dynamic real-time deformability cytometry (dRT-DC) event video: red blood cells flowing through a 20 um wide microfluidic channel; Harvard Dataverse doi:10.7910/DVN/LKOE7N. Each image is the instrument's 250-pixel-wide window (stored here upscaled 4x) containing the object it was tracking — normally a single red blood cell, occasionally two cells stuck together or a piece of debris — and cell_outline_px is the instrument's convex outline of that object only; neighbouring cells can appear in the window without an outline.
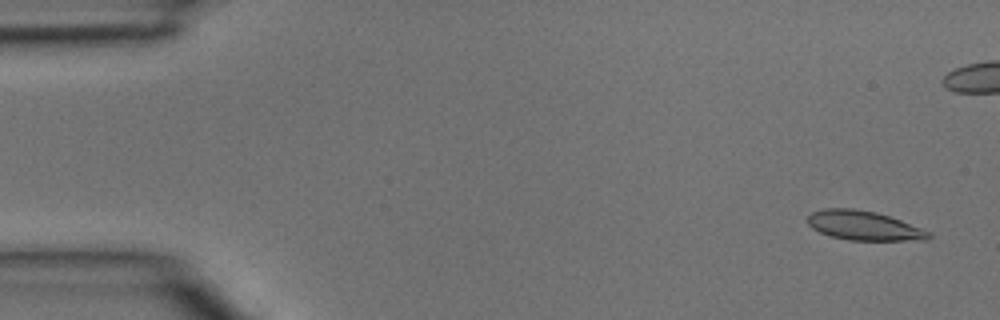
{"species": "common noctule bat (a hibernating species)", "species_latin": "Nyctalus noctula", "temperature_condition": "room temperature", "stored_images_in_passage": 40, "camera_frame_rate_fps": 3000, "um_per_image_px": 0.085, "animal": {"sex": "male", "body_mass_g": 15.6}, "frame": {"image": 1, "passage_image": 1, "time_ms": 0.0, "image_size_px": [1000, 320], "cell_outline_px": [[932, 236], [928, 240], [848, 240], [832, 236], [820, 232], [812, 228], [808, 224], [808, 216], [812, 212], [824, 208], [852, 208], [876, 212], [900, 220], [932, 232]], "centroid_in_image_um": [73.44, 19.18], "position_along_channel_um": 11.6, "area_um2": 20.63}}
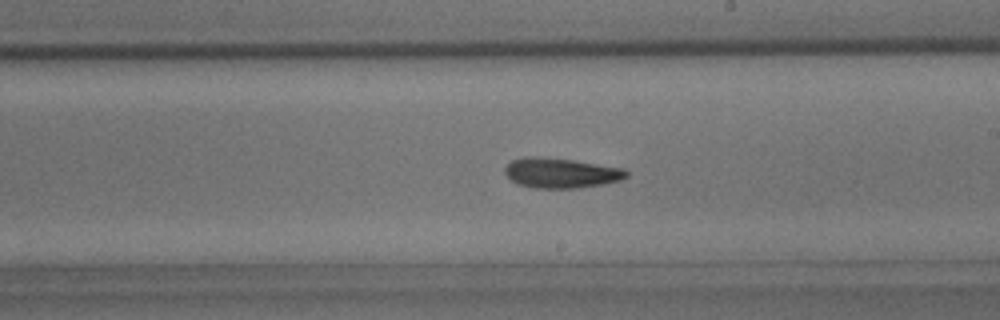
{"frame": {"image": 2, "passage_image": 22, "time_ms": 7.0, "image_size_px": [1000, 320], "cell_outline_px": [[628, 176], [620, 180], [600, 184], [576, 188], [536, 188], [516, 184], [504, 172], [504, 168], [512, 160], [524, 156], [544, 156], [576, 160], [624, 168], [628, 172]], "centroid_in_image_um": [47.66, 14.68], "position_along_channel_um": 241.3, "area_um2": 21.44}}
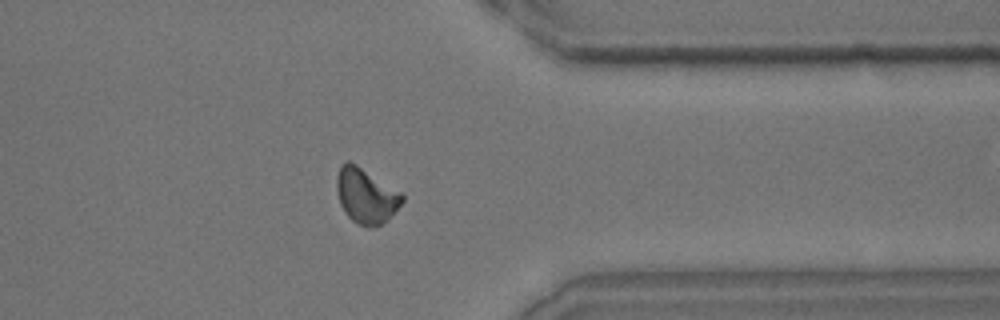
{"frame": {"image": 3, "passage_image": 31, "time_ms": 10.0, "image_size_px": [1000, 320], "cell_outline_px": [[404, 200], [388, 220], [372, 228], [368, 228], [356, 224], [344, 212], [340, 204], [336, 188], [336, 176], [340, 168], [348, 160], [356, 164], [400, 192], [404, 196]], "centroid_in_image_um": [31.09, 16.67], "position_along_channel_um": 380.3, "area_um2": 20.92}}